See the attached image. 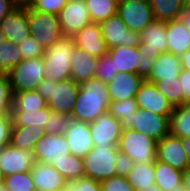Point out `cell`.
Listing matches in <instances>:
<instances>
[{"instance_id":"ffe728a7","label":"cell","mask_w":190,"mask_h":191,"mask_svg":"<svg viewBox=\"0 0 190 191\" xmlns=\"http://www.w3.org/2000/svg\"><path fill=\"white\" fill-rule=\"evenodd\" d=\"M76 47L85 50L90 55L101 58L108 52L105 40L102 37L99 23L92 22L86 25L73 37Z\"/></svg>"},{"instance_id":"bcb514c9","label":"cell","mask_w":190,"mask_h":191,"mask_svg":"<svg viewBox=\"0 0 190 191\" xmlns=\"http://www.w3.org/2000/svg\"><path fill=\"white\" fill-rule=\"evenodd\" d=\"M11 126V112L0 113V148L9 145Z\"/></svg>"},{"instance_id":"003e7915","label":"cell","mask_w":190,"mask_h":191,"mask_svg":"<svg viewBox=\"0 0 190 191\" xmlns=\"http://www.w3.org/2000/svg\"><path fill=\"white\" fill-rule=\"evenodd\" d=\"M53 191H64V189H57V190H53Z\"/></svg>"},{"instance_id":"cb8c5ba5","label":"cell","mask_w":190,"mask_h":191,"mask_svg":"<svg viewBox=\"0 0 190 191\" xmlns=\"http://www.w3.org/2000/svg\"><path fill=\"white\" fill-rule=\"evenodd\" d=\"M168 52L182 56L190 49V34L180 19L165 21Z\"/></svg>"},{"instance_id":"11a10c76","label":"cell","mask_w":190,"mask_h":191,"mask_svg":"<svg viewBox=\"0 0 190 191\" xmlns=\"http://www.w3.org/2000/svg\"><path fill=\"white\" fill-rule=\"evenodd\" d=\"M182 69L190 71V49L181 56Z\"/></svg>"},{"instance_id":"b9f144b4","label":"cell","mask_w":190,"mask_h":191,"mask_svg":"<svg viewBox=\"0 0 190 191\" xmlns=\"http://www.w3.org/2000/svg\"><path fill=\"white\" fill-rule=\"evenodd\" d=\"M12 93L7 73L0 72V113L11 112Z\"/></svg>"},{"instance_id":"7dc6e473","label":"cell","mask_w":190,"mask_h":191,"mask_svg":"<svg viewBox=\"0 0 190 191\" xmlns=\"http://www.w3.org/2000/svg\"><path fill=\"white\" fill-rule=\"evenodd\" d=\"M134 166L135 162L130 157L121 152L117 154L115 160L117 176L126 177Z\"/></svg>"},{"instance_id":"db71d44e","label":"cell","mask_w":190,"mask_h":191,"mask_svg":"<svg viewBox=\"0 0 190 191\" xmlns=\"http://www.w3.org/2000/svg\"><path fill=\"white\" fill-rule=\"evenodd\" d=\"M35 0H12V3L17 8L31 7Z\"/></svg>"},{"instance_id":"74e56055","label":"cell","mask_w":190,"mask_h":191,"mask_svg":"<svg viewBox=\"0 0 190 191\" xmlns=\"http://www.w3.org/2000/svg\"><path fill=\"white\" fill-rule=\"evenodd\" d=\"M19 45L4 40L0 45V72L8 73L22 61Z\"/></svg>"},{"instance_id":"30bf717a","label":"cell","mask_w":190,"mask_h":191,"mask_svg":"<svg viewBox=\"0 0 190 191\" xmlns=\"http://www.w3.org/2000/svg\"><path fill=\"white\" fill-rule=\"evenodd\" d=\"M117 15L129 30L137 33L155 20L149 1L118 2Z\"/></svg>"},{"instance_id":"f907efd6","label":"cell","mask_w":190,"mask_h":191,"mask_svg":"<svg viewBox=\"0 0 190 191\" xmlns=\"http://www.w3.org/2000/svg\"><path fill=\"white\" fill-rule=\"evenodd\" d=\"M179 81L182 87L183 104H190V71L182 69Z\"/></svg>"},{"instance_id":"7402d4cb","label":"cell","mask_w":190,"mask_h":191,"mask_svg":"<svg viewBox=\"0 0 190 191\" xmlns=\"http://www.w3.org/2000/svg\"><path fill=\"white\" fill-rule=\"evenodd\" d=\"M143 78L135 73L118 72L108 83L110 101H122L127 98H135Z\"/></svg>"},{"instance_id":"681fc988","label":"cell","mask_w":190,"mask_h":191,"mask_svg":"<svg viewBox=\"0 0 190 191\" xmlns=\"http://www.w3.org/2000/svg\"><path fill=\"white\" fill-rule=\"evenodd\" d=\"M139 60L140 63L136 68V74L146 80L151 74L156 59L151 58L150 55L144 56L142 54Z\"/></svg>"},{"instance_id":"be15d7a7","label":"cell","mask_w":190,"mask_h":191,"mask_svg":"<svg viewBox=\"0 0 190 191\" xmlns=\"http://www.w3.org/2000/svg\"><path fill=\"white\" fill-rule=\"evenodd\" d=\"M4 183V175L2 173V170L0 169V184Z\"/></svg>"},{"instance_id":"3957f363","label":"cell","mask_w":190,"mask_h":191,"mask_svg":"<svg viewBox=\"0 0 190 191\" xmlns=\"http://www.w3.org/2000/svg\"><path fill=\"white\" fill-rule=\"evenodd\" d=\"M79 89L80 84L73 79L55 83L44 78L37 87L38 93L46 99L47 107L63 114H71Z\"/></svg>"},{"instance_id":"8fae6325","label":"cell","mask_w":190,"mask_h":191,"mask_svg":"<svg viewBox=\"0 0 190 191\" xmlns=\"http://www.w3.org/2000/svg\"><path fill=\"white\" fill-rule=\"evenodd\" d=\"M169 117L170 115H159L138 108L132 118L131 129L144 133L158 142L170 133Z\"/></svg>"},{"instance_id":"4316f807","label":"cell","mask_w":190,"mask_h":191,"mask_svg":"<svg viewBox=\"0 0 190 191\" xmlns=\"http://www.w3.org/2000/svg\"><path fill=\"white\" fill-rule=\"evenodd\" d=\"M107 53L113 59L116 71L136 74V68L142 55L138 47L116 46L108 49Z\"/></svg>"},{"instance_id":"44dd1931","label":"cell","mask_w":190,"mask_h":191,"mask_svg":"<svg viewBox=\"0 0 190 191\" xmlns=\"http://www.w3.org/2000/svg\"><path fill=\"white\" fill-rule=\"evenodd\" d=\"M31 174L36 191L64 189L69 184L52 165L41 161H34Z\"/></svg>"},{"instance_id":"9f6ffc18","label":"cell","mask_w":190,"mask_h":191,"mask_svg":"<svg viewBox=\"0 0 190 191\" xmlns=\"http://www.w3.org/2000/svg\"><path fill=\"white\" fill-rule=\"evenodd\" d=\"M182 146H183V149L186 153L188 167H190V137L182 139Z\"/></svg>"},{"instance_id":"6125c7cd","label":"cell","mask_w":190,"mask_h":191,"mask_svg":"<svg viewBox=\"0 0 190 191\" xmlns=\"http://www.w3.org/2000/svg\"><path fill=\"white\" fill-rule=\"evenodd\" d=\"M172 191H187V190L182 185L180 187L174 188Z\"/></svg>"},{"instance_id":"e575fe53","label":"cell","mask_w":190,"mask_h":191,"mask_svg":"<svg viewBox=\"0 0 190 191\" xmlns=\"http://www.w3.org/2000/svg\"><path fill=\"white\" fill-rule=\"evenodd\" d=\"M47 106V101L37 90L12 94L11 110H40Z\"/></svg>"},{"instance_id":"836d02e7","label":"cell","mask_w":190,"mask_h":191,"mask_svg":"<svg viewBox=\"0 0 190 191\" xmlns=\"http://www.w3.org/2000/svg\"><path fill=\"white\" fill-rule=\"evenodd\" d=\"M138 110L135 98L110 101L108 112L121 122L123 129H130L134 113Z\"/></svg>"},{"instance_id":"f546056e","label":"cell","mask_w":190,"mask_h":191,"mask_svg":"<svg viewBox=\"0 0 190 191\" xmlns=\"http://www.w3.org/2000/svg\"><path fill=\"white\" fill-rule=\"evenodd\" d=\"M52 111L46 106L40 110H11L13 126L37 125L44 128L48 126V116Z\"/></svg>"},{"instance_id":"d6986e66","label":"cell","mask_w":190,"mask_h":191,"mask_svg":"<svg viewBox=\"0 0 190 191\" xmlns=\"http://www.w3.org/2000/svg\"><path fill=\"white\" fill-rule=\"evenodd\" d=\"M90 134L89 123L72 120L64 132L72 155L83 158L94 148Z\"/></svg>"},{"instance_id":"5bb4252c","label":"cell","mask_w":190,"mask_h":191,"mask_svg":"<svg viewBox=\"0 0 190 191\" xmlns=\"http://www.w3.org/2000/svg\"><path fill=\"white\" fill-rule=\"evenodd\" d=\"M94 146H118L123 128L108 111L89 123Z\"/></svg>"},{"instance_id":"94428289","label":"cell","mask_w":190,"mask_h":191,"mask_svg":"<svg viewBox=\"0 0 190 191\" xmlns=\"http://www.w3.org/2000/svg\"><path fill=\"white\" fill-rule=\"evenodd\" d=\"M139 1H149V0H118V2H139Z\"/></svg>"},{"instance_id":"5b68a950","label":"cell","mask_w":190,"mask_h":191,"mask_svg":"<svg viewBox=\"0 0 190 191\" xmlns=\"http://www.w3.org/2000/svg\"><path fill=\"white\" fill-rule=\"evenodd\" d=\"M30 34L44 49L64 37L59 16L27 7Z\"/></svg>"},{"instance_id":"4dcf8cb0","label":"cell","mask_w":190,"mask_h":191,"mask_svg":"<svg viewBox=\"0 0 190 191\" xmlns=\"http://www.w3.org/2000/svg\"><path fill=\"white\" fill-rule=\"evenodd\" d=\"M170 134L181 139L190 137V104L176 106L169 117Z\"/></svg>"},{"instance_id":"91938a15","label":"cell","mask_w":190,"mask_h":191,"mask_svg":"<svg viewBox=\"0 0 190 191\" xmlns=\"http://www.w3.org/2000/svg\"><path fill=\"white\" fill-rule=\"evenodd\" d=\"M64 191H76L70 184H68L65 188Z\"/></svg>"},{"instance_id":"e0dca14e","label":"cell","mask_w":190,"mask_h":191,"mask_svg":"<svg viewBox=\"0 0 190 191\" xmlns=\"http://www.w3.org/2000/svg\"><path fill=\"white\" fill-rule=\"evenodd\" d=\"M34 165L31 151L22 150L10 144L0 148V169L4 177L29 172Z\"/></svg>"},{"instance_id":"6da1fadb","label":"cell","mask_w":190,"mask_h":191,"mask_svg":"<svg viewBox=\"0 0 190 191\" xmlns=\"http://www.w3.org/2000/svg\"><path fill=\"white\" fill-rule=\"evenodd\" d=\"M110 99L107 84L92 78L80 84L71 116L73 120L92 123L109 110Z\"/></svg>"},{"instance_id":"ee69618b","label":"cell","mask_w":190,"mask_h":191,"mask_svg":"<svg viewBox=\"0 0 190 191\" xmlns=\"http://www.w3.org/2000/svg\"><path fill=\"white\" fill-rule=\"evenodd\" d=\"M69 0H35L30 8L43 12L58 15Z\"/></svg>"},{"instance_id":"6f0895ef","label":"cell","mask_w":190,"mask_h":191,"mask_svg":"<svg viewBox=\"0 0 190 191\" xmlns=\"http://www.w3.org/2000/svg\"><path fill=\"white\" fill-rule=\"evenodd\" d=\"M183 187L190 191V167L183 171Z\"/></svg>"},{"instance_id":"2e32d148","label":"cell","mask_w":190,"mask_h":191,"mask_svg":"<svg viewBox=\"0 0 190 191\" xmlns=\"http://www.w3.org/2000/svg\"><path fill=\"white\" fill-rule=\"evenodd\" d=\"M156 160L177 170L185 171L188 168V162L182 146V139L169 133L156 142Z\"/></svg>"},{"instance_id":"03108f58","label":"cell","mask_w":190,"mask_h":191,"mask_svg":"<svg viewBox=\"0 0 190 191\" xmlns=\"http://www.w3.org/2000/svg\"><path fill=\"white\" fill-rule=\"evenodd\" d=\"M0 191H6V187H5L4 183L0 184Z\"/></svg>"},{"instance_id":"c3c4849f","label":"cell","mask_w":190,"mask_h":191,"mask_svg":"<svg viewBox=\"0 0 190 191\" xmlns=\"http://www.w3.org/2000/svg\"><path fill=\"white\" fill-rule=\"evenodd\" d=\"M76 191H101L100 181L83 177L69 183Z\"/></svg>"},{"instance_id":"d590c367","label":"cell","mask_w":190,"mask_h":191,"mask_svg":"<svg viewBox=\"0 0 190 191\" xmlns=\"http://www.w3.org/2000/svg\"><path fill=\"white\" fill-rule=\"evenodd\" d=\"M92 22L99 23L117 14L118 0H85Z\"/></svg>"},{"instance_id":"f35d334b","label":"cell","mask_w":190,"mask_h":191,"mask_svg":"<svg viewBox=\"0 0 190 191\" xmlns=\"http://www.w3.org/2000/svg\"><path fill=\"white\" fill-rule=\"evenodd\" d=\"M4 185L9 191H36L31 171L4 177Z\"/></svg>"},{"instance_id":"8992f818","label":"cell","mask_w":190,"mask_h":191,"mask_svg":"<svg viewBox=\"0 0 190 191\" xmlns=\"http://www.w3.org/2000/svg\"><path fill=\"white\" fill-rule=\"evenodd\" d=\"M11 93L37 90L45 78L43 57L25 59L15 65L8 73Z\"/></svg>"},{"instance_id":"8d00e7d4","label":"cell","mask_w":190,"mask_h":191,"mask_svg":"<svg viewBox=\"0 0 190 191\" xmlns=\"http://www.w3.org/2000/svg\"><path fill=\"white\" fill-rule=\"evenodd\" d=\"M154 84L160 93L173 105V107L183 105V93L179 76L158 80L155 81Z\"/></svg>"},{"instance_id":"d4e9b609","label":"cell","mask_w":190,"mask_h":191,"mask_svg":"<svg viewBox=\"0 0 190 191\" xmlns=\"http://www.w3.org/2000/svg\"><path fill=\"white\" fill-rule=\"evenodd\" d=\"M181 70V56L163 52L156 58L151 74L146 80L154 83L158 80L174 78L179 76Z\"/></svg>"},{"instance_id":"7bdbcfd3","label":"cell","mask_w":190,"mask_h":191,"mask_svg":"<svg viewBox=\"0 0 190 191\" xmlns=\"http://www.w3.org/2000/svg\"><path fill=\"white\" fill-rule=\"evenodd\" d=\"M23 60L43 57L45 49L30 35L22 44L19 45Z\"/></svg>"},{"instance_id":"816d5d0a","label":"cell","mask_w":190,"mask_h":191,"mask_svg":"<svg viewBox=\"0 0 190 191\" xmlns=\"http://www.w3.org/2000/svg\"><path fill=\"white\" fill-rule=\"evenodd\" d=\"M15 8L12 0H0V21Z\"/></svg>"},{"instance_id":"9a60e30c","label":"cell","mask_w":190,"mask_h":191,"mask_svg":"<svg viewBox=\"0 0 190 191\" xmlns=\"http://www.w3.org/2000/svg\"><path fill=\"white\" fill-rule=\"evenodd\" d=\"M135 101L140 109H146L159 115H170L173 105L156 88L153 82L143 80L135 95Z\"/></svg>"},{"instance_id":"277c9868","label":"cell","mask_w":190,"mask_h":191,"mask_svg":"<svg viewBox=\"0 0 190 191\" xmlns=\"http://www.w3.org/2000/svg\"><path fill=\"white\" fill-rule=\"evenodd\" d=\"M118 149L136 164H154L156 160V141L131 128L123 129Z\"/></svg>"},{"instance_id":"4fadbf2b","label":"cell","mask_w":190,"mask_h":191,"mask_svg":"<svg viewBox=\"0 0 190 191\" xmlns=\"http://www.w3.org/2000/svg\"><path fill=\"white\" fill-rule=\"evenodd\" d=\"M58 16L63 34L68 37L92 23L85 0H69Z\"/></svg>"},{"instance_id":"1f68e13d","label":"cell","mask_w":190,"mask_h":191,"mask_svg":"<svg viewBox=\"0 0 190 191\" xmlns=\"http://www.w3.org/2000/svg\"><path fill=\"white\" fill-rule=\"evenodd\" d=\"M134 191H142L155 185L154 164H136L126 176Z\"/></svg>"},{"instance_id":"60d3db41","label":"cell","mask_w":190,"mask_h":191,"mask_svg":"<svg viewBox=\"0 0 190 191\" xmlns=\"http://www.w3.org/2000/svg\"><path fill=\"white\" fill-rule=\"evenodd\" d=\"M118 71L115 70L113 59L107 54L98 59L95 78L108 83Z\"/></svg>"},{"instance_id":"ba28073f","label":"cell","mask_w":190,"mask_h":191,"mask_svg":"<svg viewBox=\"0 0 190 191\" xmlns=\"http://www.w3.org/2000/svg\"><path fill=\"white\" fill-rule=\"evenodd\" d=\"M99 26L108 49L116 46L138 47L139 33L129 30L117 14L99 22Z\"/></svg>"},{"instance_id":"ab89813d","label":"cell","mask_w":190,"mask_h":191,"mask_svg":"<svg viewBox=\"0 0 190 191\" xmlns=\"http://www.w3.org/2000/svg\"><path fill=\"white\" fill-rule=\"evenodd\" d=\"M73 118L71 114L53 112L48 116V126H44L46 133L64 134Z\"/></svg>"},{"instance_id":"7c38bea8","label":"cell","mask_w":190,"mask_h":191,"mask_svg":"<svg viewBox=\"0 0 190 191\" xmlns=\"http://www.w3.org/2000/svg\"><path fill=\"white\" fill-rule=\"evenodd\" d=\"M138 50L144 56L156 59L161 53L168 52L165 21L154 20L139 33Z\"/></svg>"},{"instance_id":"f1b7e54d","label":"cell","mask_w":190,"mask_h":191,"mask_svg":"<svg viewBox=\"0 0 190 191\" xmlns=\"http://www.w3.org/2000/svg\"><path fill=\"white\" fill-rule=\"evenodd\" d=\"M155 20L169 21L180 19L186 0H149Z\"/></svg>"},{"instance_id":"9c48e42d","label":"cell","mask_w":190,"mask_h":191,"mask_svg":"<svg viewBox=\"0 0 190 191\" xmlns=\"http://www.w3.org/2000/svg\"><path fill=\"white\" fill-rule=\"evenodd\" d=\"M32 154L34 161L54 165L71 154V151L64 134L46 133L36 142Z\"/></svg>"},{"instance_id":"7a4b0ae2","label":"cell","mask_w":190,"mask_h":191,"mask_svg":"<svg viewBox=\"0 0 190 191\" xmlns=\"http://www.w3.org/2000/svg\"><path fill=\"white\" fill-rule=\"evenodd\" d=\"M74 47L73 38L64 36L45 49L43 55L45 79L55 83L71 79L70 64Z\"/></svg>"},{"instance_id":"484cf974","label":"cell","mask_w":190,"mask_h":191,"mask_svg":"<svg viewBox=\"0 0 190 191\" xmlns=\"http://www.w3.org/2000/svg\"><path fill=\"white\" fill-rule=\"evenodd\" d=\"M46 134L45 128L40 126H11L10 145L22 150L33 151L39 138Z\"/></svg>"},{"instance_id":"52a82bcc","label":"cell","mask_w":190,"mask_h":191,"mask_svg":"<svg viewBox=\"0 0 190 191\" xmlns=\"http://www.w3.org/2000/svg\"><path fill=\"white\" fill-rule=\"evenodd\" d=\"M118 153V146H94V148L82 158L85 177L102 181L116 176L115 160Z\"/></svg>"},{"instance_id":"f6af8a7d","label":"cell","mask_w":190,"mask_h":191,"mask_svg":"<svg viewBox=\"0 0 190 191\" xmlns=\"http://www.w3.org/2000/svg\"><path fill=\"white\" fill-rule=\"evenodd\" d=\"M101 191H134L126 177L113 176L100 181Z\"/></svg>"},{"instance_id":"d6a6232c","label":"cell","mask_w":190,"mask_h":191,"mask_svg":"<svg viewBox=\"0 0 190 191\" xmlns=\"http://www.w3.org/2000/svg\"><path fill=\"white\" fill-rule=\"evenodd\" d=\"M52 166L68 183L85 177L83 159L81 157L69 154L66 158L56 161Z\"/></svg>"},{"instance_id":"83f0119b","label":"cell","mask_w":190,"mask_h":191,"mask_svg":"<svg viewBox=\"0 0 190 191\" xmlns=\"http://www.w3.org/2000/svg\"><path fill=\"white\" fill-rule=\"evenodd\" d=\"M155 185L160 191H172L174 188L183 185V171L177 170L172 166L155 160Z\"/></svg>"},{"instance_id":"680465c9","label":"cell","mask_w":190,"mask_h":191,"mask_svg":"<svg viewBox=\"0 0 190 191\" xmlns=\"http://www.w3.org/2000/svg\"><path fill=\"white\" fill-rule=\"evenodd\" d=\"M142 191H160V189L156 185H153L147 189H143Z\"/></svg>"},{"instance_id":"603a6c76","label":"cell","mask_w":190,"mask_h":191,"mask_svg":"<svg viewBox=\"0 0 190 191\" xmlns=\"http://www.w3.org/2000/svg\"><path fill=\"white\" fill-rule=\"evenodd\" d=\"M98 59L99 58L90 55L85 50L75 46L71 55V79L81 84L86 80L95 78Z\"/></svg>"},{"instance_id":"ac0fdd59","label":"cell","mask_w":190,"mask_h":191,"mask_svg":"<svg viewBox=\"0 0 190 191\" xmlns=\"http://www.w3.org/2000/svg\"><path fill=\"white\" fill-rule=\"evenodd\" d=\"M5 40L22 44L31 34L27 20V8H15L0 21Z\"/></svg>"},{"instance_id":"f5cc1de1","label":"cell","mask_w":190,"mask_h":191,"mask_svg":"<svg viewBox=\"0 0 190 191\" xmlns=\"http://www.w3.org/2000/svg\"><path fill=\"white\" fill-rule=\"evenodd\" d=\"M180 20L184 23L187 31L190 34V5H186L185 9L183 10Z\"/></svg>"},{"instance_id":"e7e4bbea","label":"cell","mask_w":190,"mask_h":191,"mask_svg":"<svg viewBox=\"0 0 190 191\" xmlns=\"http://www.w3.org/2000/svg\"><path fill=\"white\" fill-rule=\"evenodd\" d=\"M4 40H5L4 35H3V33L1 31V29H0V45H1V42L4 41Z\"/></svg>"},{"instance_id":"a7ac6f4b","label":"cell","mask_w":190,"mask_h":191,"mask_svg":"<svg viewBox=\"0 0 190 191\" xmlns=\"http://www.w3.org/2000/svg\"><path fill=\"white\" fill-rule=\"evenodd\" d=\"M186 3H187L188 5H190V0H186Z\"/></svg>"}]
</instances>
